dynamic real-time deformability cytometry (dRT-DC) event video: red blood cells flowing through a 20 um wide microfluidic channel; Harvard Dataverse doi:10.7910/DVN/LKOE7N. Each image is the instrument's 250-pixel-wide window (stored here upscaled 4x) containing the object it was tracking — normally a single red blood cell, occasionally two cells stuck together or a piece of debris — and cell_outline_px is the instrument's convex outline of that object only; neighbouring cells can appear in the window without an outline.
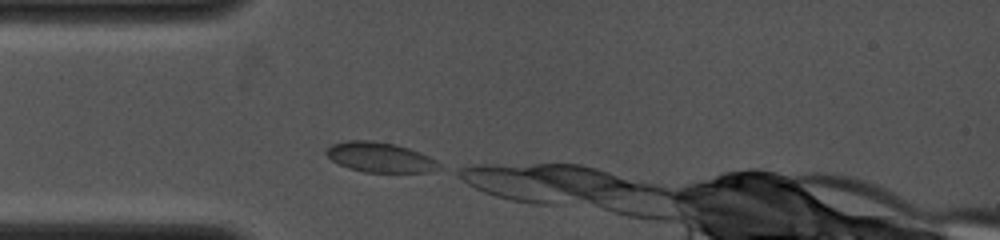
{"species": "common noctule bat (a hibernating species)", "species_latin": "Nyctalus noctula", "temperature_condition": "cold", "stored_images_in_passage": 3, "camera_frame_rate_fps": 4000, "um_per_image_px": 0.085, "animal": {"sex": "female", "body_mass_g": 19.0, "forearm_length_mm": 53.3}, "frame": {"image": 1, "passage_image": 1, "time_ms": 0.0, "image_size_px": [1000, 240], "cell_outline_px": [[440, 168], [432, 172], [364, 172], [348, 168], [332, 160], [324, 152], [332, 144], [344, 140], [372, 140], [396, 144], [420, 152], [436, 160], [440, 164]], "centroid_in_image_um": [32.3, 13.36], "position_along_channel_um": 52.7, "area_um2": 19.77}}